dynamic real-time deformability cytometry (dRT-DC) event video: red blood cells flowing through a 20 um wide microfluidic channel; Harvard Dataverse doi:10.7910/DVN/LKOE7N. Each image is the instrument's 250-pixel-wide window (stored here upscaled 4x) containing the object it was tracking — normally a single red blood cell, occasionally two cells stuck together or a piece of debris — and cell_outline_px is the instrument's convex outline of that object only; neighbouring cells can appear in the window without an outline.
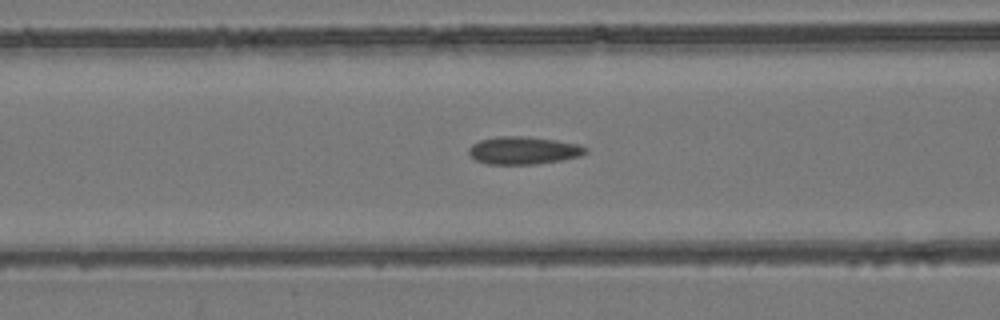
{"species": "common noctule bat (a hibernating species)", "species_latin": "Nyctalus noctula", "temperature_condition": "room temperature", "stored_images_in_passage": 52, "camera_frame_rate_fps": 3000, "um_per_image_px": 0.085, "animal": {"sex": "female", "body_mass_g": 24.6, "forearm_length_mm": 56.2}, "frame": {"image": 1, "passage_image": 20, "time_ms": 6.333, "image_size_px": [1000, 320], "cell_outline_px": [[588, 152], [580, 156], [560, 160], [536, 164], [488, 164], [476, 160], [468, 152], [468, 148], [472, 144], [480, 140], [496, 136], [520, 136], [556, 140], [580, 144], [588, 148]], "centroid_in_image_um": [44.51, 12.78], "position_along_channel_um": 122.1, "area_um2": 18.84}}
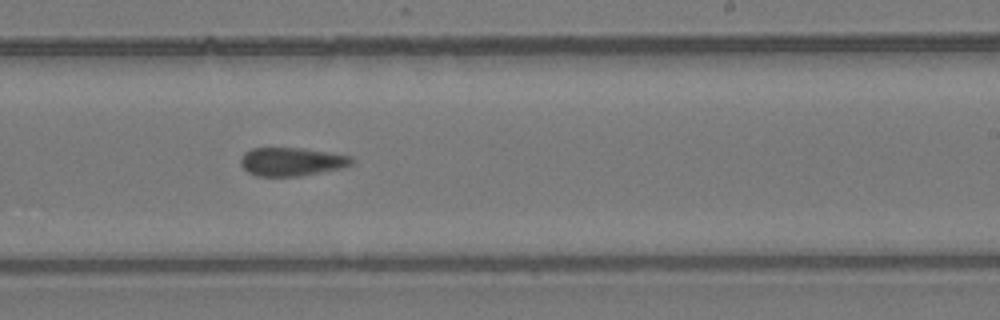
{"frame": {"image": 2, "passage_image": 31, "time_ms": 10.0, "image_size_px": [1000, 320], "cell_outline_px": [[352, 164], [340, 168], [300, 176], [256, 176], [248, 172], [240, 164], [240, 160], [244, 152], [252, 148], [304, 148], [352, 156]], "centroid_in_image_um": [24.76, 13.74], "position_along_channel_um": 264.2, "area_um2": 18.32}}
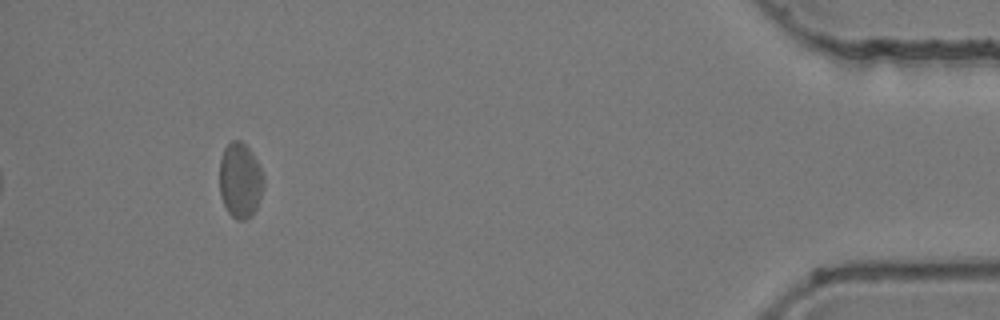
{"frame": {"image": 3, "passage_image": 48, "time_ms": 15.667, "image_size_px": [1000, 320], "cell_outline_px": [[264, 188], [256, 208], [252, 216], [244, 220], [236, 220], [228, 212], [220, 196], [220, 160], [224, 148], [232, 140], [240, 140], [252, 152], [264, 176]], "centroid_in_image_um": [20.42, 15.35], "position_along_channel_um": 414.8, "area_um2": 19.42}, "authors_computed_cell_mechanics": {"area_um2": 18.9006, "velocity_mm_per_s": 3.879, "shape_relaxation_time_tau1_ms": null, "shape_relaxation_time_tau2_ms": 3.6277, "deformation_change_tau1": null, "deformation_change_tau2": 0.0985}}